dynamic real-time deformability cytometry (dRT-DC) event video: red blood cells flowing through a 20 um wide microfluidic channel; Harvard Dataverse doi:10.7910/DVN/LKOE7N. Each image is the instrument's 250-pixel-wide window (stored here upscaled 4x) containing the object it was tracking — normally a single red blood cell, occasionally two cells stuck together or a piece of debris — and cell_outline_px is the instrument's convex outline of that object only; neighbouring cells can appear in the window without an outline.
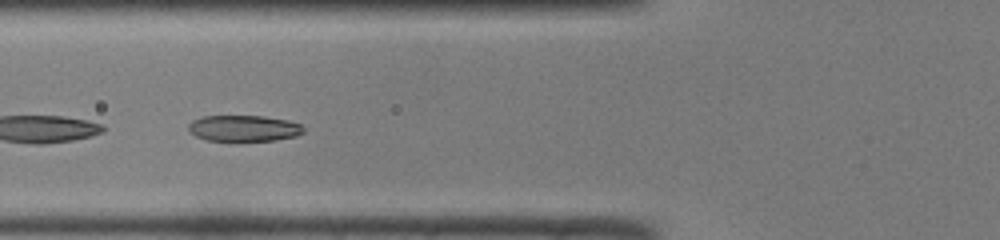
{"species": "common noctule bat (a hibernating species)", "species_latin": "Nyctalus noctula", "temperature_condition": "room temperature", "stored_images_in_passage": 12, "camera_frame_rate_fps": 3000, "um_per_image_px": 0.085, "animal": {"sex": "male", "body_mass_g": 19.0, "forearm_length_mm": 50.8}, "frame": {"image": 1, "passage_image": 6, "time_ms": 1.667, "image_size_px": [1000, 240], "cell_outline_px": [[304, 132], [296, 136], [276, 140], [204, 140], [196, 136], [188, 128], [188, 124], [192, 120], [204, 116], [264, 116], [288, 120], [300, 124], [304, 128]], "centroid_in_image_um": [20.74, 10.89], "position_along_channel_um": 105.1, "area_um2": 17.4}}
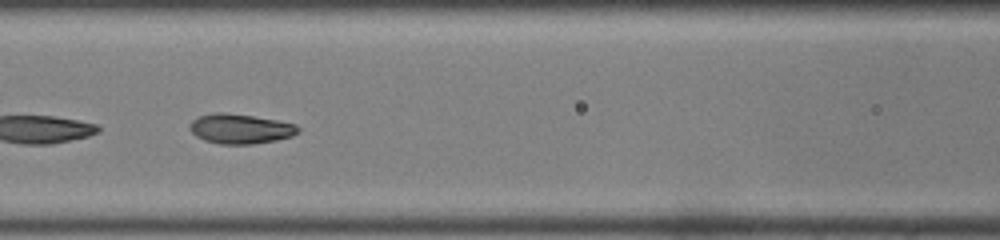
{"frame": {"image": 2, "passage_image": 9, "time_ms": 2.667, "image_size_px": [1000, 240], "cell_outline_px": [[300, 132], [292, 136], [276, 140], [252, 144], [220, 144], [204, 140], [196, 136], [188, 128], [188, 124], [192, 120], [200, 116], [216, 112], [224, 112], [252, 116], [276, 120], [296, 124], [300, 128]], "centroid_in_image_um": [20.42, 10.95], "position_along_channel_um": 146.2, "area_um2": 18.84}}